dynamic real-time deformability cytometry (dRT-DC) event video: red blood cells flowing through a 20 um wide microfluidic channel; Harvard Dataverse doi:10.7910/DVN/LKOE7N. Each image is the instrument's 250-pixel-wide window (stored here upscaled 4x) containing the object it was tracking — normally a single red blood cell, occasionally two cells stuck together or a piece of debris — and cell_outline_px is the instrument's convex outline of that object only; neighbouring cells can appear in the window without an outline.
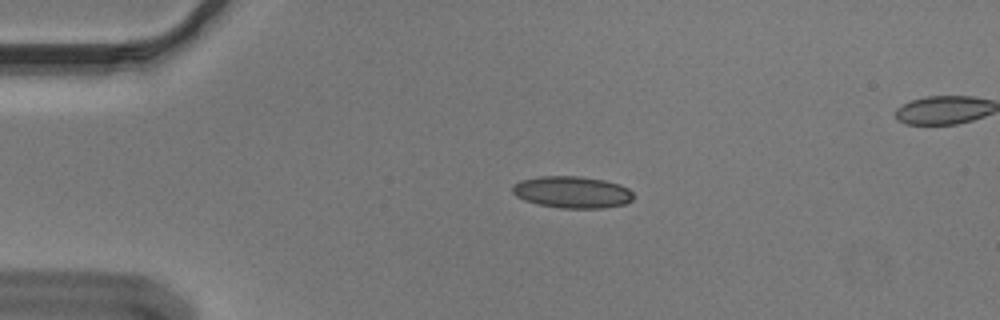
{"species": "Egyptian fruit bat (a non-hibernating species)", "species_latin": "Rousettus aegyptiacus", "temperature_condition": "cold", "stored_images_in_passage": 53, "camera_frame_rate_fps": 3000, "um_per_image_px": 0.085, "animal": {"sex": "male"}, "frame": {"image": 1, "passage_image": 11, "time_ms": 3.333, "image_size_px": [1000, 320], "cell_outline_px": [[632, 200], [624, 204], [604, 208], [560, 208], [540, 204], [524, 200], [516, 196], [512, 192], [512, 188], [520, 180], [540, 176], [580, 176], [604, 180], [620, 184], [628, 188], [632, 192]], "centroid_in_image_um": [48.64, 16.33], "position_along_channel_um": 36.4, "area_um2": 22.37}}
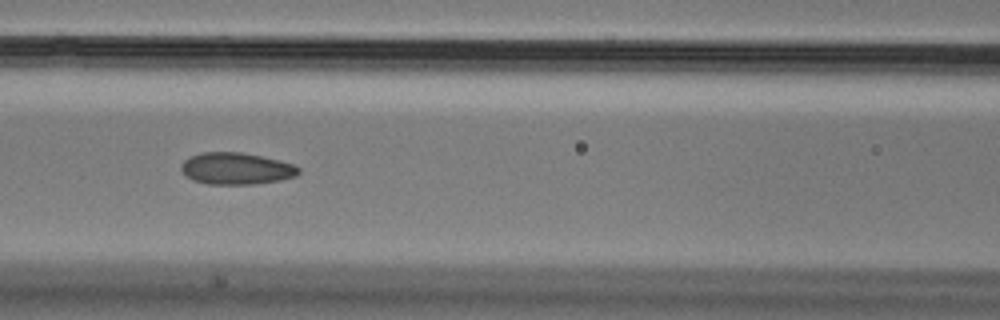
{"frame": {"image": 2, "passage_image": 23, "time_ms": 7.333, "image_size_px": [1000, 320], "cell_outline_px": [[300, 172], [296, 176], [280, 180], [252, 184], [208, 184], [192, 180], [180, 168], [180, 164], [184, 160], [200, 152], [240, 152], [260, 156], [292, 164], [300, 168]], "centroid_in_image_um": [20.06, 14.33], "position_along_channel_um": 146.5, "area_um2": 21.56}}
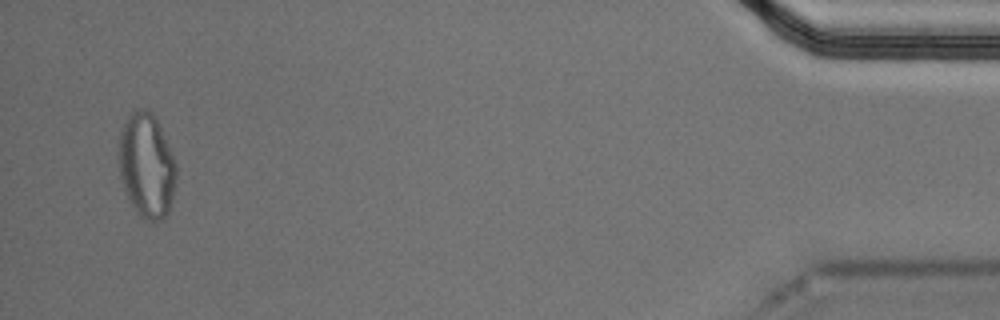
{"frame": {"image": 3, "passage_image": 52, "time_ms": 17.0, "image_size_px": [1000, 320], "cell_outline_px": [[176, 184], [168, 212], [160, 220], [144, 220], [136, 212], [128, 200], [120, 176], [116, 160], [116, 144], [120, 132], [132, 108], [148, 108], [156, 116], [176, 164]], "centroid_in_image_um": [12.41, 14.02], "position_along_channel_um": 422.8, "area_um2": 35.89}}